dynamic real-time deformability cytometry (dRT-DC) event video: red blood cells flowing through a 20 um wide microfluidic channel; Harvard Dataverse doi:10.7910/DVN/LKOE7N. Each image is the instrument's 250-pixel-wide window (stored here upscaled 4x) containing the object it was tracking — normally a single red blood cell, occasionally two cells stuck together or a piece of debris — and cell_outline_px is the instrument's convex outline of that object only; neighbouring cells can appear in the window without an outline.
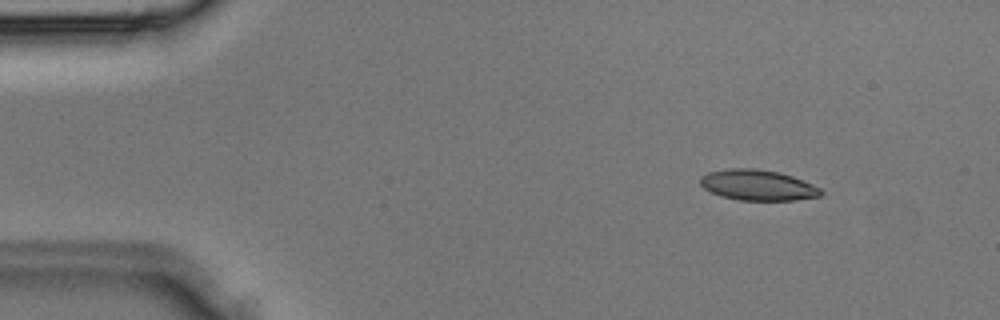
{"species": "Egyptian fruit bat (a non-hibernating species)", "species_latin": "Rousettus aegyptiacus", "temperature_condition": "room temperature", "stored_images_in_passage": 33, "camera_frame_rate_fps": 3000, "um_per_image_px": 0.085, "animal": {"sex": "male"}, "frame": {"image": 1, "passage_image": 2, "time_ms": 0.333, "image_size_px": [1000, 320], "cell_outline_px": [[824, 192], [820, 196], [796, 200], [740, 200], [720, 196], [704, 188], [700, 184], [700, 176], [708, 172], [732, 168], [752, 168], [780, 172], [792, 176], [812, 184], [820, 188]], "centroid_in_image_um": [64.41, 15.73], "position_along_channel_um": 20.6, "area_um2": 21.5}}
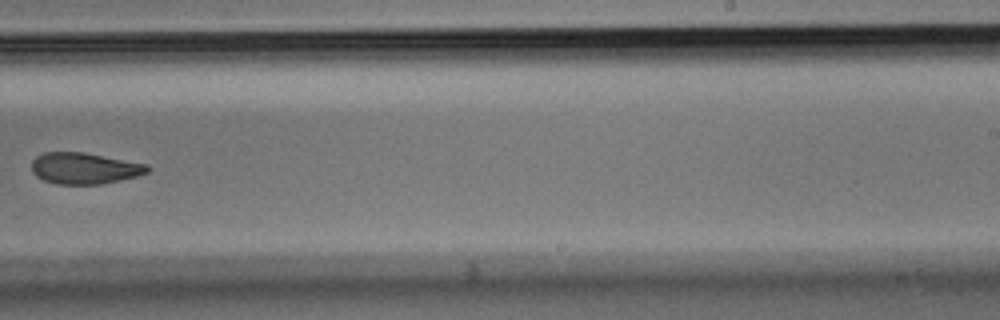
{"frame": {"image": 2, "passage_image": 20, "time_ms": 6.333, "image_size_px": [1000, 320], "cell_outline_px": [[148, 172], [136, 176], [120, 180], [100, 184], [56, 184], [44, 180], [36, 176], [32, 172], [32, 160], [36, 156], [44, 152], [84, 152], [148, 164]], "centroid_in_image_um": [7.15, 14.3], "position_along_channel_um": 281.9, "area_um2": 21.1}}
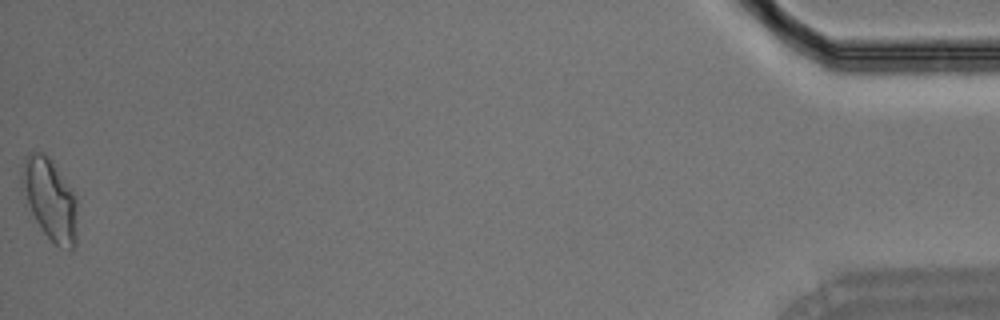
{"frame": {"image": 3, "passage_image": 33, "time_ms": 10.667, "image_size_px": [1000, 320], "cell_outline_px": [[76, 244], [72, 252], [56, 244], [44, 232], [36, 220], [20, 192], [20, 172], [24, 156], [28, 152], [44, 152], [52, 160], [72, 188], [76, 196]], "centroid_in_image_um": [4.21, 16.88], "position_along_channel_um": 431.0, "area_um2": 26.88}}